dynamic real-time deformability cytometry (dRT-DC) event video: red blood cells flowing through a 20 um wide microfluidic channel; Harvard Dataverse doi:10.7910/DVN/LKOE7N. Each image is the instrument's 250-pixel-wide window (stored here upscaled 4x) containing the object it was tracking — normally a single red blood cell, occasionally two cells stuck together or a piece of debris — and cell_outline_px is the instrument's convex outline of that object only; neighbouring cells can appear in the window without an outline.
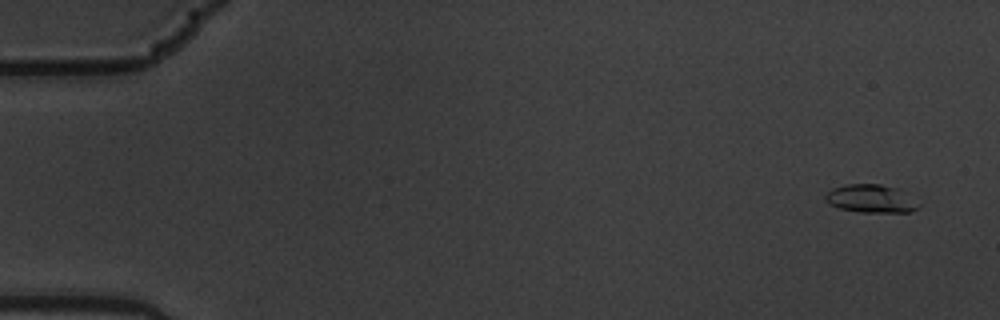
{"species": "common noctule bat (a hibernating species)", "species_latin": "Nyctalus noctula", "temperature_condition": "warm", "stored_images_in_passage": 7, "camera_frame_rate_fps": 3000, "um_per_image_px": 0.085, "animal": {"sex": "male", "body_mass_g": 19.5, "forearm_length_mm": 54.6}, "frame": {"image": 1, "passage_image": 1, "time_ms": 0.0, "image_size_px": [1000, 320], "cell_outline_px": [[920, 204], [916, 208], [908, 212], [860, 212], [840, 208], [828, 204], [824, 200], [824, 196], [832, 188], [844, 184], [880, 184], [896, 188]], "centroid_in_image_um": [73.95, 16.88], "position_along_channel_um": 11.0, "area_um2": 15.09}}
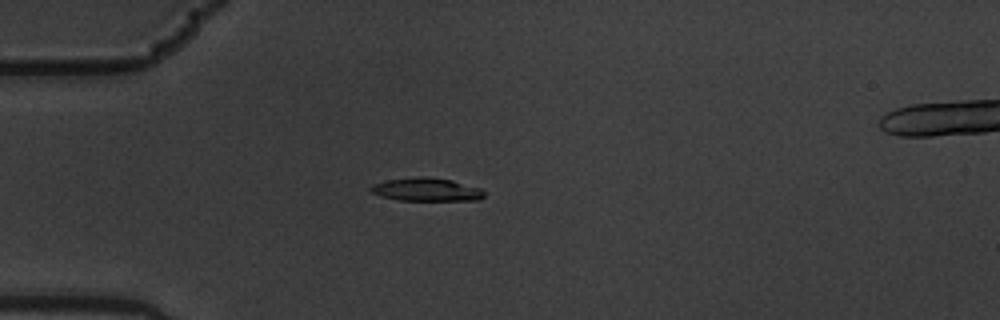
{"frame": {"image": 2, "passage_image": 5, "time_ms": 1.333, "image_size_px": [1000, 320], "cell_outline_px": [[484, 196], [480, 200], [400, 200], [380, 196], [372, 192], [368, 188], [372, 184], [388, 180], [420, 176], [428, 176], [452, 180], [480, 188], [484, 192]], "centroid_in_image_um": [36.24, 16.1], "position_along_channel_um": 48.8, "area_um2": 15.32}}
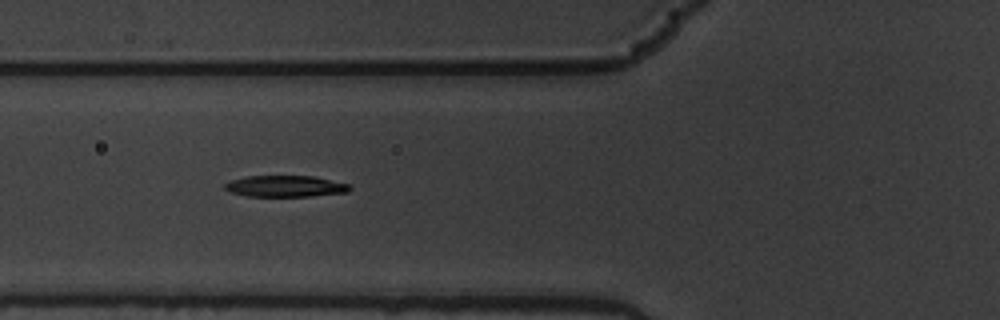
{"frame": {"image": 3, "passage_image": 7, "time_ms": 2.0, "image_size_px": [1000, 320], "cell_outline_px": [[352, 188], [348, 192], [312, 196], [248, 196], [232, 192], [224, 188], [224, 184], [232, 180], [248, 176], [312, 176], [348, 184]], "centroid_in_image_um": [24.27, 15.83], "position_along_channel_um": 101.5, "area_um2": 15.32}}